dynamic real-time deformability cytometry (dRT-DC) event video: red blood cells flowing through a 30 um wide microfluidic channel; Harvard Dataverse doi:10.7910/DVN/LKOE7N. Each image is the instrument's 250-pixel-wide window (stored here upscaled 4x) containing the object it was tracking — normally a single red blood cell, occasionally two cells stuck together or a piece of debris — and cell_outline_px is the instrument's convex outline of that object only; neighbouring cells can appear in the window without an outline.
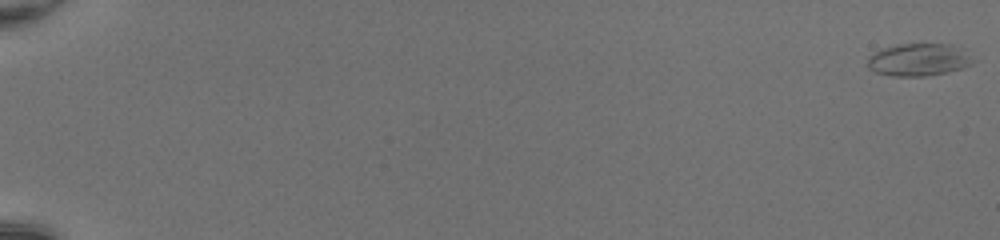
{"species": "common noctule bat (a hibernating species)", "species_latin": "Nyctalus noctula", "temperature_condition": "room temperature", "stored_images_in_passage": 53, "camera_frame_rate_fps": 3000, "um_per_image_px": 0.085, "animal": {"sex": "female", "body_mass_g": 20.0, "forearm_length_mm": 54.0}, "frame": {"image": 1, "passage_image": 1, "time_ms": 0.0, "image_size_px": [1000, 240], "cell_outline_px": [[980, 60], [972, 64], [948, 72], [924, 76], [892, 76], [876, 72], [868, 68], [868, 56], [884, 48], [900, 44], [920, 40], [952, 44], [960, 48]], "centroid_in_image_um": [78.16, 5.02], "position_along_channel_um": 6.8, "area_um2": 20.81}}
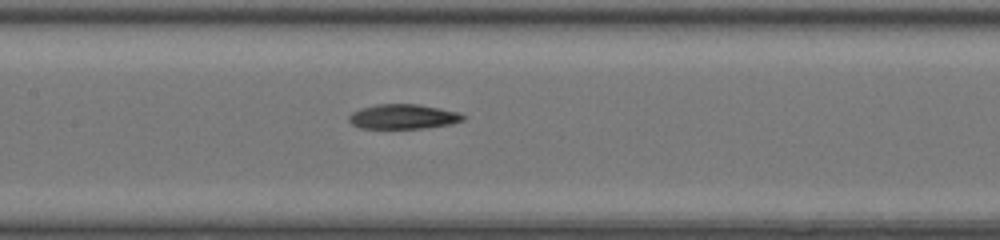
{"frame": {"image": 2, "passage_image": 29, "time_ms": 9.333, "image_size_px": [1000, 240], "cell_outline_px": [[464, 120], [452, 124], [424, 128], [360, 128], [352, 124], [348, 120], [348, 116], [352, 112], [360, 108], [376, 104], [416, 104], [440, 108], [460, 112], [464, 116]], "centroid_in_image_um": [34.26, 9.91], "position_along_channel_um": 173.1, "area_um2": 16.53}}
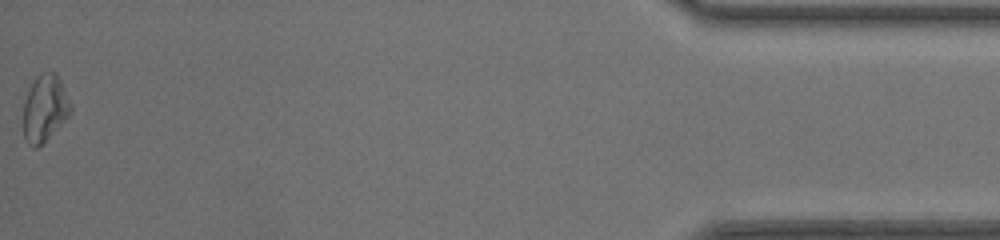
{"frame": {"image": 3, "passage_image": 53, "time_ms": 17.333, "image_size_px": [1000, 240], "cell_outline_px": [[72, 112], [36, 148], [32, 148], [28, 144], [24, 136], [24, 100], [36, 76], [40, 72], [56, 72], [72, 104]], "centroid_in_image_um": [3.81, 9.16], "position_along_channel_um": 431.4, "area_um2": 18.09}, "authors_computed_cell_mechanics": {"area_um2": 17.5712, "velocity_mm_per_s": 4.2164, "shape_relaxation_time_tau1_ms": 7.0861, "shape_relaxation_time_tau2_ms": null, "deformation_change_tau1": 0.1929, "deformation_change_tau2": null}}